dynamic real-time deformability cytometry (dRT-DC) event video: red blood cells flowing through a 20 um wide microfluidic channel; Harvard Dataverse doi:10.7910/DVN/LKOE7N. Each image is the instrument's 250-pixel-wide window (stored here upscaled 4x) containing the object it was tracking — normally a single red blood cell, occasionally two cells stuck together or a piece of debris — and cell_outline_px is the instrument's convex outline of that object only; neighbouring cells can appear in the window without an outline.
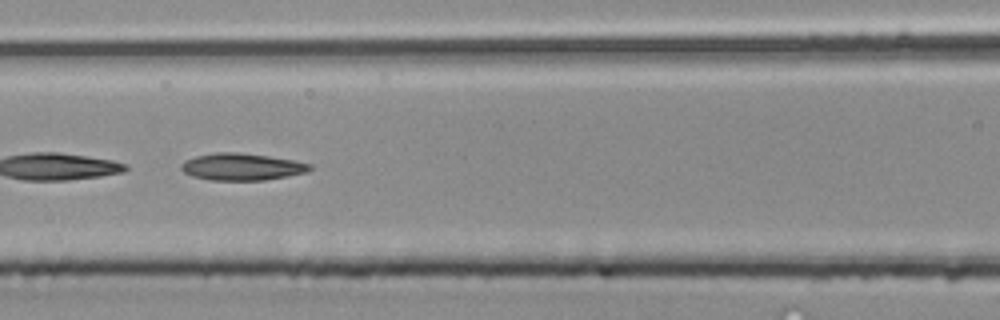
{"species": "common noctule bat (a hibernating species)", "species_latin": "Nyctalus noctula", "temperature_condition": "room temperature", "stored_images_in_passage": 46, "camera_frame_rate_fps": 3000, "um_per_image_px": 0.085, "animal": {"sex": "male", "body_mass_g": 20.4}, "frame": {"image": 1, "passage_image": 20, "time_ms": 6.333, "image_size_px": [1000, 320], "cell_outline_px": [[312, 168], [308, 172], [288, 176], [264, 180], [212, 180], [192, 176], [184, 172], [180, 168], [180, 164], [184, 160], [196, 156], [216, 152], [240, 152], [296, 160], [312, 164]], "centroid_in_image_um": [20.57, 14.17], "position_along_channel_um": 146.0, "area_um2": 20.4}}